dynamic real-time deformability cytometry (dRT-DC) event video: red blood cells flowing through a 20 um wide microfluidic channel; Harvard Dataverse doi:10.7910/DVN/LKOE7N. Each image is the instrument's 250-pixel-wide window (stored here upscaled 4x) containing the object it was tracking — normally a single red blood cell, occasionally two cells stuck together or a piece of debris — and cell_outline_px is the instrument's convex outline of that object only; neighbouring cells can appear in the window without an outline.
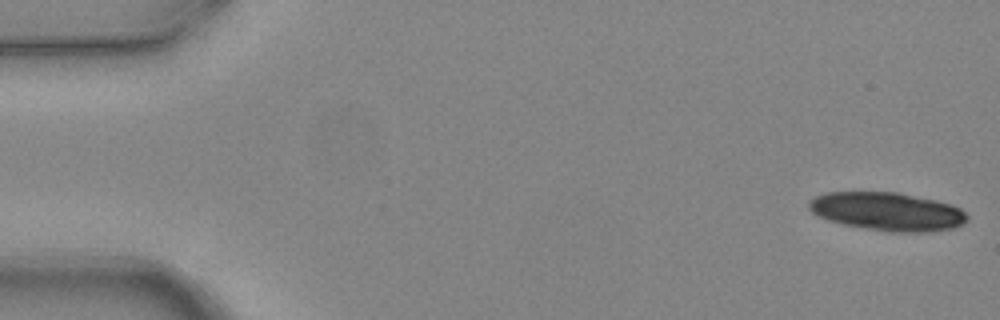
{"species": "common noctule bat (a hibernating species)", "species_latin": "Nyctalus noctula", "temperature_condition": "warm", "stored_images_in_passage": 6, "camera_frame_rate_fps": 3000, "um_per_image_px": 0.085, "animal": {"sex": "female", "body_mass_g": 24.6, "forearm_length_mm": 56.2}, "frame": {"image": 1, "passage_image": 1, "time_ms": 0.0, "image_size_px": [1000, 320], "cell_outline_px": [[968, 220], [952, 228], [924, 232], [888, 232], [844, 224], [828, 220], [816, 216], [808, 208], [808, 200], [824, 192], [896, 192], [936, 200], [960, 208], [968, 216]], "centroid_in_image_um": [75.37, 17.97], "position_along_channel_um": 9.6, "area_um2": 35.26}}
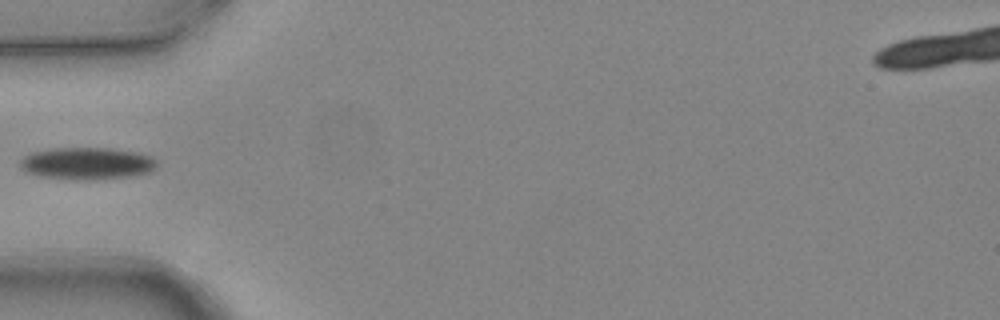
{"frame": {"image": 2, "passage_image": 5, "time_ms": 1.333, "image_size_px": [1000, 320], "cell_outline_px": [[160, 164], [156, 168], [148, 172], [128, 176], [92, 180], [72, 180], [40, 176], [24, 172], [20, 168], [20, 160], [24, 156], [32, 152], [52, 148], [108, 148], [140, 152], [152, 156]], "centroid_in_image_um": [7.39, 13.89], "position_along_channel_um": 77.6, "area_um2": 25.95}}
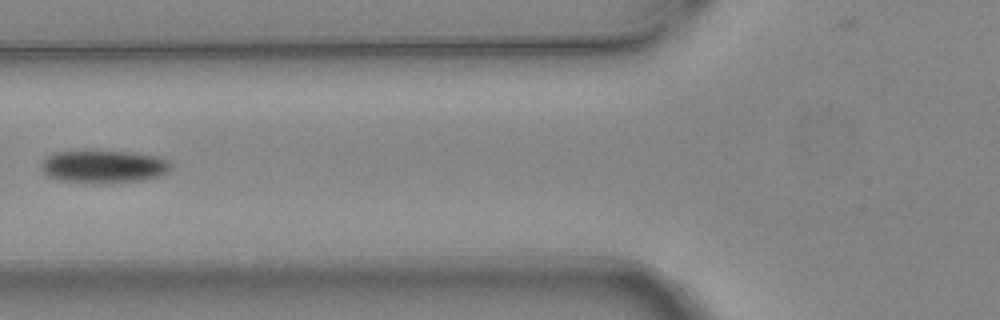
{"frame": {"image": 3, "passage_image": 6, "time_ms": 1.667, "image_size_px": [1000, 320], "cell_outline_px": [[172, 168], [168, 172], [160, 176], [144, 180], [104, 184], [56, 180], [48, 176], [40, 168], [40, 164], [52, 152], [92, 148], [128, 152], [156, 156], [168, 160]], "centroid_in_image_um": [8.77, 14.13], "position_along_channel_um": 117.0, "area_um2": 25.84}}